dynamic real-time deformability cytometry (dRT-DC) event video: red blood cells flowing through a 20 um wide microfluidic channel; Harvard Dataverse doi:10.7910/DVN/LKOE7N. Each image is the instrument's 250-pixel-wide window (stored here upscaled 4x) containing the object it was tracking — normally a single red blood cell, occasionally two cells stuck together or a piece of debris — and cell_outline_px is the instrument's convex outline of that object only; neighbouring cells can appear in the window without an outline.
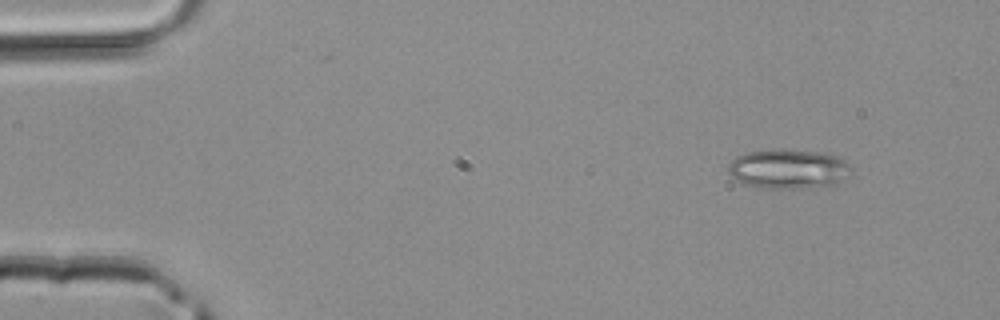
{"species": "common noctule bat (a hibernating species)", "species_latin": "Nyctalus noctula", "temperature_condition": "room temperature", "stored_images_in_passage": 3, "camera_frame_rate_fps": 3000, "um_per_image_px": 0.085, "animal": {"sex": "male", "body_mass_g": 20.4}, "frame": {"image": 1, "passage_image": 1, "time_ms": 0.0, "image_size_px": [1000, 320], "cell_outline_px": [[852, 168], [836, 184], [800, 188], [760, 188], [744, 184], [736, 180], [728, 172], [728, 164], [736, 156], [748, 152], [784, 148], [820, 152], [836, 156], [844, 160]], "centroid_in_image_um": [66.95, 14.34], "position_along_channel_um": 18.0, "area_um2": 28.21}}